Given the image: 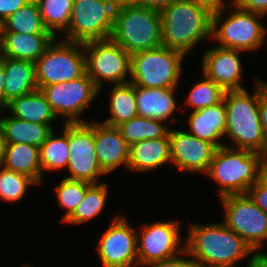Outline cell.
Segmentation results:
<instances>
[{"mask_svg":"<svg viewBox=\"0 0 267 267\" xmlns=\"http://www.w3.org/2000/svg\"><path fill=\"white\" fill-rule=\"evenodd\" d=\"M188 230L185 250L200 267H233L255 254L245 240L222 221L207 225L190 223Z\"/></svg>","mask_w":267,"mask_h":267,"instance_id":"6da1fadb","label":"cell"},{"mask_svg":"<svg viewBox=\"0 0 267 267\" xmlns=\"http://www.w3.org/2000/svg\"><path fill=\"white\" fill-rule=\"evenodd\" d=\"M212 12L192 0L174 1L161 11L163 46L190 54L197 43L212 38Z\"/></svg>","mask_w":267,"mask_h":267,"instance_id":"7a4b0ae2","label":"cell"},{"mask_svg":"<svg viewBox=\"0 0 267 267\" xmlns=\"http://www.w3.org/2000/svg\"><path fill=\"white\" fill-rule=\"evenodd\" d=\"M255 91L250 94L247 89L225 92L226 107L225 138L232 139L235 149H248L267 157V138L259 116L260 80L255 79Z\"/></svg>","mask_w":267,"mask_h":267,"instance_id":"3957f363","label":"cell"},{"mask_svg":"<svg viewBox=\"0 0 267 267\" xmlns=\"http://www.w3.org/2000/svg\"><path fill=\"white\" fill-rule=\"evenodd\" d=\"M266 164L267 157L259 152L222 146L215 152L206 175L217 183L219 198L247 194Z\"/></svg>","mask_w":267,"mask_h":267,"instance_id":"277c9868","label":"cell"},{"mask_svg":"<svg viewBox=\"0 0 267 267\" xmlns=\"http://www.w3.org/2000/svg\"><path fill=\"white\" fill-rule=\"evenodd\" d=\"M229 4L234 10L224 6L212 12V39L219 42L217 46L245 53L267 44V28L260 20L263 15L244 10L233 1ZM224 11H228L227 18Z\"/></svg>","mask_w":267,"mask_h":267,"instance_id":"5b68a950","label":"cell"},{"mask_svg":"<svg viewBox=\"0 0 267 267\" xmlns=\"http://www.w3.org/2000/svg\"><path fill=\"white\" fill-rule=\"evenodd\" d=\"M111 39L130 55L163 46L161 12L133 4L118 7Z\"/></svg>","mask_w":267,"mask_h":267,"instance_id":"8992f818","label":"cell"},{"mask_svg":"<svg viewBox=\"0 0 267 267\" xmlns=\"http://www.w3.org/2000/svg\"><path fill=\"white\" fill-rule=\"evenodd\" d=\"M185 55L160 46L130 55V82L146 88H176L182 76Z\"/></svg>","mask_w":267,"mask_h":267,"instance_id":"52a82bcc","label":"cell"},{"mask_svg":"<svg viewBox=\"0 0 267 267\" xmlns=\"http://www.w3.org/2000/svg\"><path fill=\"white\" fill-rule=\"evenodd\" d=\"M36 83L43 86L75 80L86 73L84 44L57 41V38L35 62Z\"/></svg>","mask_w":267,"mask_h":267,"instance_id":"ba28073f","label":"cell"},{"mask_svg":"<svg viewBox=\"0 0 267 267\" xmlns=\"http://www.w3.org/2000/svg\"><path fill=\"white\" fill-rule=\"evenodd\" d=\"M116 9L106 0H74L70 23L62 40L84 44L110 39Z\"/></svg>","mask_w":267,"mask_h":267,"instance_id":"9c48e42d","label":"cell"},{"mask_svg":"<svg viewBox=\"0 0 267 267\" xmlns=\"http://www.w3.org/2000/svg\"><path fill=\"white\" fill-rule=\"evenodd\" d=\"M220 199L225 213L223 223L255 253H264L260 249L267 241V213L248 194L227 195Z\"/></svg>","mask_w":267,"mask_h":267,"instance_id":"30bf717a","label":"cell"},{"mask_svg":"<svg viewBox=\"0 0 267 267\" xmlns=\"http://www.w3.org/2000/svg\"><path fill=\"white\" fill-rule=\"evenodd\" d=\"M86 73L101 90L104 81L115 84L128 83L130 54L111 38L84 43Z\"/></svg>","mask_w":267,"mask_h":267,"instance_id":"8fae6325","label":"cell"},{"mask_svg":"<svg viewBox=\"0 0 267 267\" xmlns=\"http://www.w3.org/2000/svg\"><path fill=\"white\" fill-rule=\"evenodd\" d=\"M40 90L54 114L64 117L65 123L88 122L80 116L100 93L87 73L75 80L43 86Z\"/></svg>","mask_w":267,"mask_h":267,"instance_id":"7c38bea8","label":"cell"},{"mask_svg":"<svg viewBox=\"0 0 267 267\" xmlns=\"http://www.w3.org/2000/svg\"><path fill=\"white\" fill-rule=\"evenodd\" d=\"M69 160L67 170L70 180L97 184L105 175L98 164L94 143V122L68 123Z\"/></svg>","mask_w":267,"mask_h":267,"instance_id":"4fadbf2b","label":"cell"},{"mask_svg":"<svg viewBox=\"0 0 267 267\" xmlns=\"http://www.w3.org/2000/svg\"><path fill=\"white\" fill-rule=\"evenodd\" d=\"M141 229L137 232L138 267L175 257L185 250L178 221H156L143 224Z\"/></svg>","mask_w":267,"mask_h":267,"instance_id":"5bb4252c","label":"cell"},{"mask_svg":"<svg viewBox=\"0 0 267 267\" xmlns=\"http://www.w3.org/2000/svg\"><path fill=\"white\" fill-rule=\"evenodd\" d=\"M116 215L97 242L103 267H138L137 230Z\"/></svg>","mask_w":267,"mask_h":267,"instance_id":"9a60e30c","label":"cell"},{"mask_svg":"<svg viewBox=\"0 0 267 267\" xmlns=\"http://www.w3.org/2000/svg\"><path fill=\"white\" fill-rule=\"evenodd\" d=\"M171 163L178 170L207 173L218 147L182 130H169Z\"/></svg>","mask_w":267,"mask_h":267,"instance_id":"2e32d148","label":"cell"},{"mask_svg":"<svg viewBox=\"0 0 267 267\" xmlns=\"http://www.w3.org/2000/svg\"><path fill=\"white\" fill-rule=\"evenodd\" d=\"M243 51L225 49L215 45L208 49L202 57V73L213 80L225 91L245 89L242 86V64L240 53Z\"/></svg>","mask_w":267,"mask_h":267,"instance_id":"e0dca14e","label":"cell"},{"mask_svg":"<svg viewBox=\"0 0 267 267\" xmlns=\"http://www.w3.org/2000/svg\"><path fill=\"white\" fill-rule=\"evenodd\" d=\"M94 143L98 164L105 174L121 165L127 168L130 145L118 127L94 121Z\"/></svg>","mask_w":267,"mask_h":267,"instance_id":"ac0fdd59","label":"cell"},{"mask_svg":"<svg viewBox=\"0 0 267 267\" xmlns=\"http://www.w3.org/2000/svg\"><path fill=\"white\" fill-rule=\"evenodd\" d=\"M187 119L189 126L187 133L215 144L218 148L226 145V143L220 142L221 138H225L226 132L224 99L218 104L192 111Z\"/></svg>","mask_w":267,"mask_h":267,"instance_id":"d6986e66","label":"cell"},{"mask_svg":"<svg viewBox=\"0 0 267 267\" xmlns=\"http://www.w3.org/2000/svg\"><path fill=\"white\" fill-rule=\"evenodd\" d=\"M56 38L53 34L1 32L0 56L35 63Z\"/></svg>","mask_w":267,"mask_h":267,"instance_id":"ffe728a7","label":"cell"},{"mask_svg":"<svg viewBox=\"0 0 267 267\" xmlns=\"http://www.w3.org/2000/svg\"><path fill=\"white\" fill-rule=\"evenodd\" d=\"M171 163L169 133L162 138L143 140L130 145L127 169L150 172Z\"/></svg>","mask_w":267,"mask_h":267,"instance_id":"44dd1931","label":"cell"},{"mask_svg":"<svg viewBox=\"0 0 267 267\" xmlns=\"http://www.w3.org/2000/svg\"><path fill=\"white\" fill-rule=\"evenodd\" d=\"M177 88H146L134 85L138 116L166 123L177 110Z\"/></svg>","mask_w":267,"mask_h":267,"instance_id":"7402d4cb","label":"cell"},{"mask_svg":"<svg viewBox=\"0 0 267 267\" xmlns=\"http://www.w3.org/2000/svg\"><path fill=\"white\" fill-rule=\"evenodd\" d=\"M4 73L5 109L12 99L38 90L34 62L4 57Z\"/></svg>","mask_w":267,"mask_h":267,"instance_id":"603a6c76","label":"cell"},{"mask_svg":"<svg viewBox=\"0 0 267 267\" xmlns=\"http://www.w3.org/2000/svg\"><path fill=\"white\" fill-rule=\"evenodd\" d=\"M2 166L32 178L37 185L42 184L40 148L30 144H5Z\"/></svg>","mask_w":267,"mask_h":267,"instance_id":"cb8c5ba5","label":"cell"},{"mask_svg":"<svg viewBox=\"0 0 267 267\" xmlns=\"http://www.w3.org/2000/svg\"><path fill=\"white\" fill-rule=\"evenodd\" d=\"M5 144H30L40 147L54 131L51 124L31 123L13 116L0 118Z\"/></svg>","mask_w":267,"mask_h":267,"instance_id":"d4e9b609","label":"cell"},{"mask_svg":"<svg viewBox=\"0 0 267 267\" xmlns=\"http://www.w3.org/2000/svg\"><path fill=\"white\" fill-rule=\"evenodd\" d=\"M6 109L11 116L31 123L52 124L58 118L39 89L12 99Z\"/></svg>","mask_w":267,"mask_h":267,"instance_id":"484cf974","label":"cell"},{"mask_svg":"<svg viewBox=\"0 0 267 267\" xmlns=\"http://www.w3.org/2000/svg\"><path fill=\"white\" fill-rule=\"evenodd\" d=\"M109 95L111 115L102 123L118 127L138 116L134 85L131 82L113 85Z\"/></svg>","mask_w":267,"mask_h":267,"instance_id":"4316f807","label":"cell"},{"mask_svg":"<svg viewBox=\"0 0 267 267\" xmlns=\"http://www.w3.org/2000/svg\"><path fill=\"white\" fill-rule=\"evenodd\" d=\"M1 32L52 34L43 24L36 0H30L2 23Z\"/></svg>","mask_w":267,"mask_h":267,"instance_id":"83f0119b","label":"cell"},{"mask_svg":"<svg viewBox=\"0 0 267 267\" xmlns=\"http://www.w3.org/2000/svg\"><path fill=\"white\" fill-rule=\"evenodd\" d=\"M62 135L57 137L53 131L40 148L42 176L46 170L67 168L69 160L68 123H63Z\"/></svg>","mask_w":267,"mask_h":267,"instance_id":"f1b7e54d","label":"cell"},{"mask_svg":"<svg viewBox=\"0 0 267 267\" xmlns=\"http://www.w3.org/2000/svg\"><path fill=\"white\" fill-rule=\"evenodd\" d=\"M108 189V183L105 182L91 184L87 188L83 200L64 223L81 225L100 215L106 206Z\"/></svg>","mask_w":267,"mask_h":267,"instance_id":"f546056e","label":"cell"},{"mask_svg":"<svg viewBox=\"0 0 267 267\" xmlns=\"http://www.w3.org/2000/svg\"><path fill=\"white\" fill-rule=\"evenodd\" d=\"M163 121L136 116L118 126L129 145L149 139L165 137L170 128Z\"/></svg>","mask_w":267,"mask_h":267,"instance_id":"4dcf8cb0","label":"cell"},{"mask_svg":"<svg viewBox=\"0 0 267 267\" xmlns=\"http://www.w3.org/2000/svg\"><path fill=\"white\" fill-rule=\"evenodd\" d=\"M74 0H36L46 29L57 37L56 31H67ZM56 30V31H55Z\"/></svg>","mask_w":267,"mask_h":267,"instance_id":"1f68e13d","label":"cell"},{"mask_svg":"<svg viewBox=\"0 0 267 267\" xmlns=\"http://www.w3.org/2000/svg\"><path fill=\"white\" fill-rule=\"evenodd\" d=\"M202 78L199 82L192 86L191 91L184 102L187 107L197 111L206 107L220 103L225 95V90L217 85L213 80L207 78L202 74Z\"/></svg>","mask_w":267,"mask_h":267,"instance_id":"d6a6232c","label":"cell"},{"mask_svg":"<svg viewBox=\"0 0 267 267\" xmlns=\"http://www.w3.org/2000/svg\"><path fill=\"white\" fill-rule=\"evenodd\" d=\"M91 183L62 178L60 184L55 187L58 206L66 209L60 222H64L83 200L87 188Z\"/></svg>","mask_w":267,"mask_h":267,"instance_id":"836d02e7","label":"cell"},{"mask_svg":"<svg viewBox=\"0 0 267 267\" xmlns=\"http://www.w3.org/2000/svg\"><path fill=\"white\" fill-rule=\"evenodd\" d=\"M0 198L6 202L19 201L30 185L37 183L29 176L0 167Z\"/></svg>","mask_w":267,"mask_h":267,"instance_id":"e575fe53","label":"cell"},{"mask_svg":"<svg viewBox=\"0 0 267 267\" xmlns=\"http://www.w3.org/2000/svg\"><path fill=\"white\" fill-rule=\"evenodd\" d=\"M247 194L258 207L267 213V164L261 169L258 181Z\"/></svg>","mask_w":267,"mask_h":267,"instance_id":"d590c367","label":"cell"},{"mask_svg":"<svg viewBox=\"0 0 267 267\" xmlns=\"http://www.w3.org/2000/svg\"><path fill=\"white\" fill-rule=\"evenodd\" d=\"M181 255L186 256L187 258L181 257ZM188 256L190 258H188ZM147 267H200V265L188 254L186 250L180 253V257L175 256L169 259L155 261L145 265Z\"/></svg>","mask_w":267,"mask_h":267,"instance_id":"8d00e7d4","label":"cell"},{"mask_svg":"<svg viewBox=\"0 0 267 267\" xmlns=\"http://www.w3.org/2000/svg\"><path fill=\"white\" fill-rule=\"evenodd\" d=\"M240 8L257 13L263 16L267 15V0H232Z\"/></svg>","mask_w":267,"mask_h":267,"instance_id":"74e56055","label":"cell"},{"mask_svg":"<svg viewBox=\"0 0 267 267\" xmlns=\"http://www.w3.org/2000/svg\"><path fill=\"white\" fill-rule=\"evenodd\" d=\"M30 0H0V23Z\"/></svg>","mask_w":267,"mask_h":267,"instance_id":"f35d334b","label":"cell"},{"mask_svg":"<svg viewBox=\"0 0 267 267\" xmlns=\"http://www.w3.org/2000/svg\"><path fill=\"white\" fill-rule=\"evenodd\" d=\"M259 116L267 138V82L260 81Z\"/></svg>","mask_w":267,"mask_h":267,"instance_id":"ab89813d","label":"cell"},{"mask_svg":"<svg viewBox=\"0 0 267 267\" xmlns=\"http://www.w3.org/2000/svg\"><path fill=\"white\" fill-rule=\"evenodd\" d=\"M174 1L177 0H132L131 4L140 7L151 8L161 12L164 8L172 4Z\"/></svg>","mask_w":267,"mask_h":267,"instance_id":"60d3db41","label":"cell"},{"mask_svg":"<svg viewBox=\"0 0 267 267\" xmlns=\"http://www.w3.org/2000/svg\"><path fill=\"white\" fill-rule=\"evenodd\" d=\"M247 262V267H267V252L255 253Z\"/></svg>","mask_w":267,"mask_h":267,"instance_id":"b9f144b4","label":"cell"},{"mask_svg":"<svg viewBox=\"0 0 267 267\" xmlns=\"http://www.w3.org/2000/svg\"><path fill=\"white\" fill-rule=\"evenodd\" d=\"M5 73H4V57L0 56V111L5 109Z\"/></svg>","mask_w":267,"mask_h":267,"instance_id":"7bdbcfd3","label":"cell"},{"mask_svg":"<svg viewBox=\"0 0 267 267\" xmlns=\"http://www.w3.org/2000/svg\"><path fill=\"white\" fill-rule=\"evenodd\" d=\"M192 1L208 7L211 11H216L224 6H227L223 2L224 0H192Z\"/></svg>","mask_w":267,"mask_h":267,"instance_id":"ee69618b","label":"cell"},{"mask_svg":"<svg viewBox=\"0 0 267 267\" xmlns=\"http://www.w3.org/2000/svg\"><path fill=\"white\" fill-rule=\"evenodd\" d=\"M4 147H5V141L2 133V129L0 127V167L3 164V157H4Z\"/></svg>","mask_w":267,"mask_h":267,"instance_id":"f6af8a7d","label":"cell"},{"mask_svg":"<svg viewBox=\"0 0 267 267\" xmlns=\"http://www.w3.org/2000/svg\"><path fill=\"white\" fill-rule=\"evenodd\" d=\"M109 3H112L116 8L131 4L132 0H106Z\"/></svg>","mask_w":267,"mask_h":267,"instance_id":"bcb514c9","label":"cell"},{"mask_svg":"<svg viewBox=\"0 0 267 267\" xmlns=\"http://www.w3.org/2000/svg\"><path fill=\"white\" fill-rule=\"evenodd\" d=\"M22 267H33V266H31V265H27V264H25V265H23Z\"/></svg>","mask_w":267,"mask_h":267,"instance_id":"7dc6e473","label":"cell"}]
</instances>
